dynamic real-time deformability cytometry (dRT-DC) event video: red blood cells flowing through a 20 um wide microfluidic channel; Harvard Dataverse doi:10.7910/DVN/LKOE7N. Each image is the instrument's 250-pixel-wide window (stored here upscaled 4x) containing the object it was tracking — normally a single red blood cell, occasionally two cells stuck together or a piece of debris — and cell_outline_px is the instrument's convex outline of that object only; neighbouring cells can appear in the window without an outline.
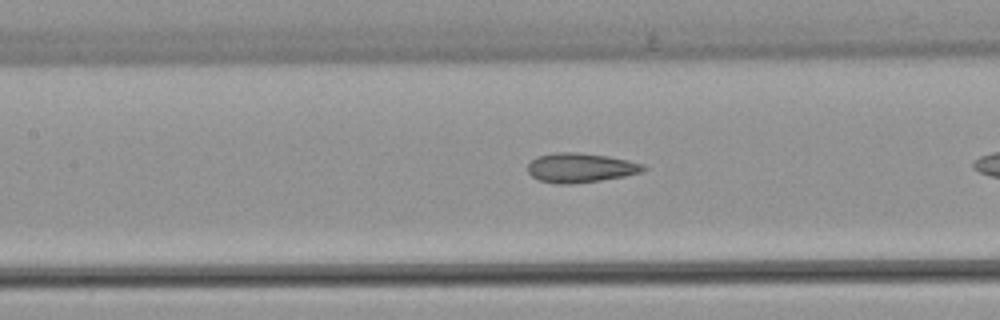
{"species": "common noctule bat (a hibernating species)", "species_latin": "Nyctalus noctula", "temperature_condition": "warm", "stored_images_in_passage": 25, "camera_frame_rate_fps": 3000, "um_per_image_px": 0.085, "animal": {"sex": "female", "body_mass_g": 22.7, "forearm_length_mm": 54.2}, "frame": {"image": 1, "passage_image": 8, "time_ms": 2.333, "image_size_px": [1000, 320], "cell_outline_px": [[648, 168], [640, 172], [624, 176], [600, 180], [572, 184], [556, 184], [536, 180], [528, 172], [528, 164], [536, 156], [556, 152], [580, 152], [608, 156], [628, 160], [644, 164]], "centroid_in_image_um": [49.31, 14.26], "position_along_channel_um": 158.1, "area_um2": 20.0}}